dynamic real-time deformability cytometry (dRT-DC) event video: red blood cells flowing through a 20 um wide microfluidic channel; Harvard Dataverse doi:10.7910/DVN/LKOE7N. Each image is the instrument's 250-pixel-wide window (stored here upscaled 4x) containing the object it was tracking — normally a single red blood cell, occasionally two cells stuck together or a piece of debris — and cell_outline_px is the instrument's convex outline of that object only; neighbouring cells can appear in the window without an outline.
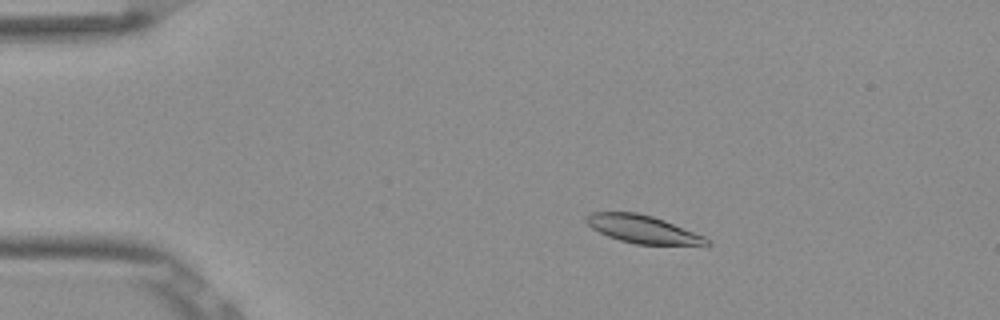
{"species": "Egyptian fruit bat (a non-hibernating species)", "species_latin": "Rousettus aegyptiacus", "temperature_condition": "room temperature", "stored_images_in_passage": 54, "camera_frame_rate_fps": 3000, "um_per_image_px": 0.085, "frame": {"image": 1, "passage_image": 11, "time_ms": 3.333, "image_size_px": [1000, 320], "cell_outline_px": [[712, 244], [636, 244], [620, 240], [608, 236], [592, 228], [584, 220], [592, 212], [636, 212], [652, 216], [664, 220], [704, 236], [712, 240]], "centroid_in_image_um": [54.63, 19.47], "position_along_channel_um": 30.4, "area_um2": 19.19}}
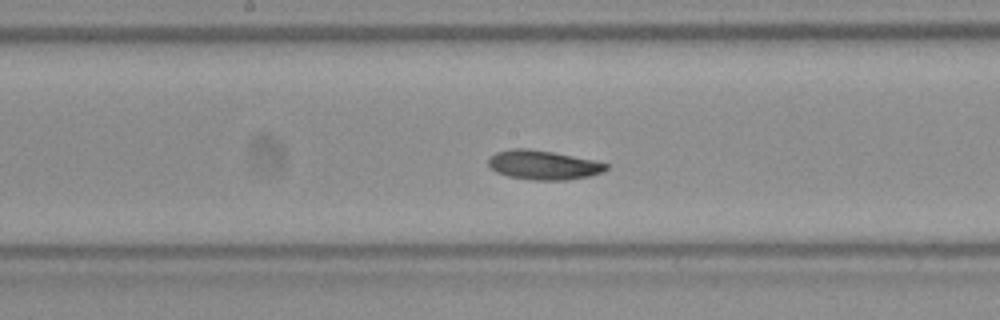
{"frame": {"image": 2, "passage_image": 29, "time_ms": 9.333, "image_size_px": [1000, 320], "cell_outline_px": [[608, 168], [604, 172], [588, 176], [568, 180], [532, 180], [508, 176], [496, 172], [488, 164], [488, 156], [496, 152], [512, 148], [528, 148], [552, 152], [592, 160], [608, 164]], "centroid_in_image_um": [46.15, 14.02], "position_along_channel_um": 202.1, "area_um2": 20.06}}
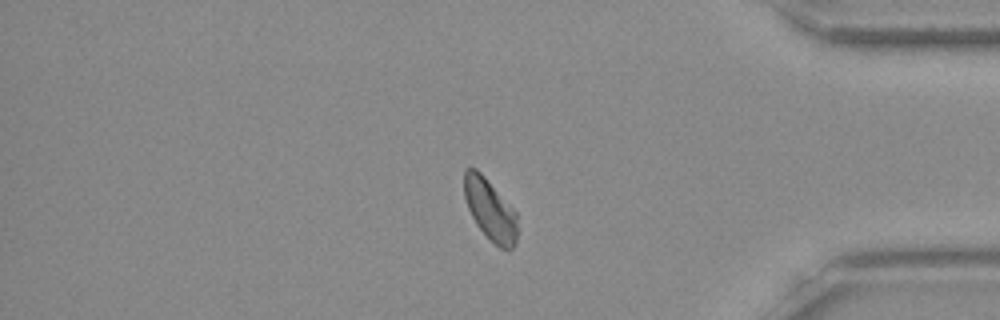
{"frame": {"image": 3, "passage_image": 46, "time_ms": 15.0, "image_size_px": [1000, 320], "cell_outline_px": [[516, 244], [512, 248], [500, 248], [476, 224], [468, 208], [464, 196], [464, 168], [476, 168], [484, 176], [516, 212]], "centroid_in_image_um": [41.63, 17.79], "position_along_channel_um": 393.6, "area_um2": 18.5}, "authors_computed_cell_mechanics": {"area_um2": 19.9121, "velocity_mm_per_s": 3.8322, "shape_relaxation_time_tau1_ms": 3.1837, "shape_relaxation_time_tau2_ms": 5.9056, "deformation_change_tau1": 0.0744, "deformation_change_tau2": 0.0933}}